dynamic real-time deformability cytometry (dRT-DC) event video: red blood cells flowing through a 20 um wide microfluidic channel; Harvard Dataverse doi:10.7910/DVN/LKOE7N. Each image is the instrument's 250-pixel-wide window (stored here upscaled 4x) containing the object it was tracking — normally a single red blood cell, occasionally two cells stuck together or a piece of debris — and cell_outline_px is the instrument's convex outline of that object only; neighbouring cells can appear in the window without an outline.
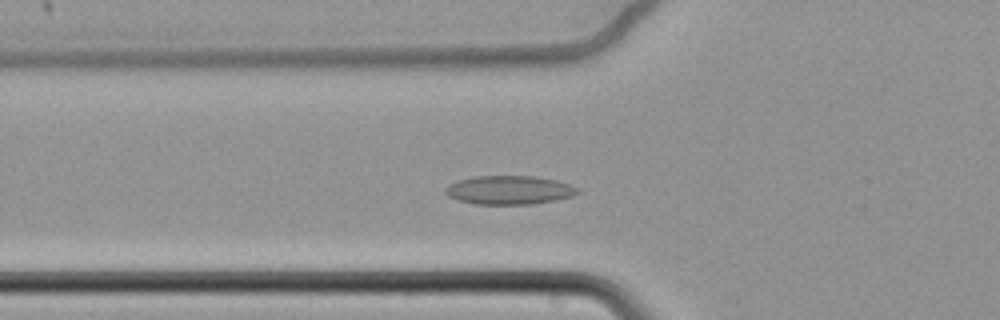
{"species": "common noctule bat (a hibernating species)", "species_latin": "Nyctalus noctula", "temperature_condition": "cold", "stored_images_in_passage": 60, "camera_frame_rate_fps": 3000, "um_per_image_px": 0.085, "animal": {"sex": "female", "body_mass_g": 22.7, "forearm_length_mm": 54.2}, "frame": {"image": 1, "passage_image": 21, "time_ms": 6.667, "image_size_px": [1000, 320], "cell_outline_px": [[580, 192], [572, 196], [552, 200], [528, 204], [476, 204], [460, 200], [448, 196], [444, 192], [444, 188], [460, 180], [476, 176], [536, 176], [556, 180], [568, 184], [576, 188]], "centroid_in_image_um": [43.27, 16.15], "position_along_channel_um": 82.5, "area_um2": 21.73}}
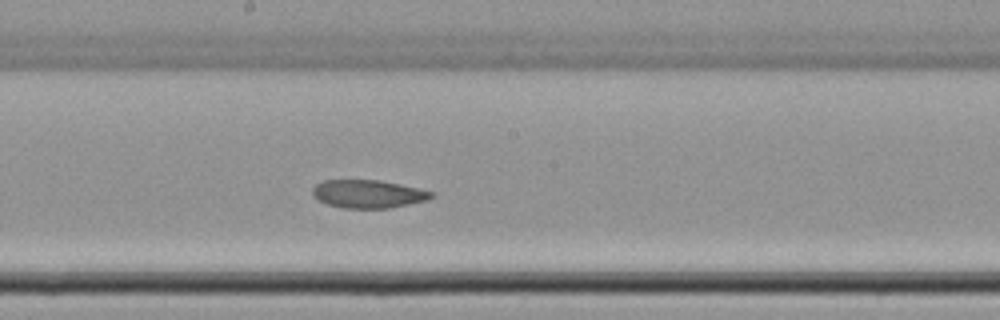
{"frame": {"image": 2, "passage_image": 33, "time_ms": 10.667, "image_size_px": [1000, 320], "cell_outline_px": [[436, 196], [428, 200], [388, 208], [344, 208], [328, 204], [312, 196], [312, 188], [316, 184], [324, 180], [380, 180], [400, 184], [436, 192]], "centroid_in_image_um": [31.33, 16.48], "position_along_channel_um": 216.9, "area_um2": 19.54}}
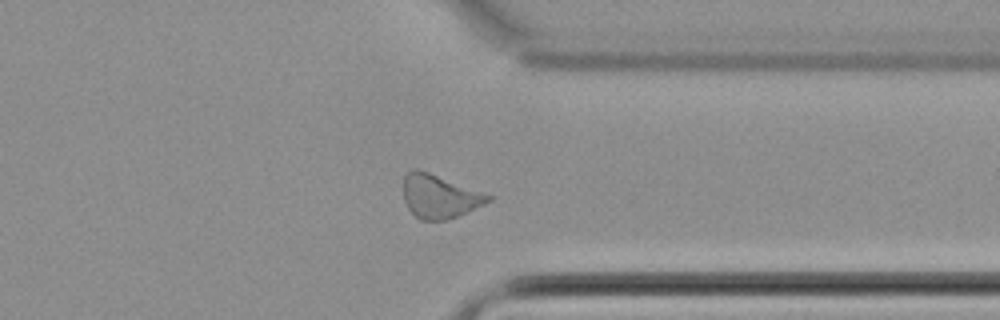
{"frame": {"image": 3, "passage_image": 47, "time_ms": 15.333, "image_size_px": [1000, 320], "cell_outline_px": [[492, 200], [460, 216], [444, 220], [420, 220], [408, 208], [404, 200], [404, 176], [408, 172], [416, 168], [428, 172], [492, 196]], "centroid_in_image_um": [37.35, 16.71], "position_along_channel_um": 374.1, "area_um2": 21.21}, "authors_computed_cell_mechanics": {"area_um2": 21.8195, "velocity_mm_per_s": 3.3816, "shape_relaxation_time_tau1_ms": null, "shape_relaxation_time_tau2_ms": 8.6076, "deformation_change_tau1": null, "deformation_change_tau2": 0.1312}}